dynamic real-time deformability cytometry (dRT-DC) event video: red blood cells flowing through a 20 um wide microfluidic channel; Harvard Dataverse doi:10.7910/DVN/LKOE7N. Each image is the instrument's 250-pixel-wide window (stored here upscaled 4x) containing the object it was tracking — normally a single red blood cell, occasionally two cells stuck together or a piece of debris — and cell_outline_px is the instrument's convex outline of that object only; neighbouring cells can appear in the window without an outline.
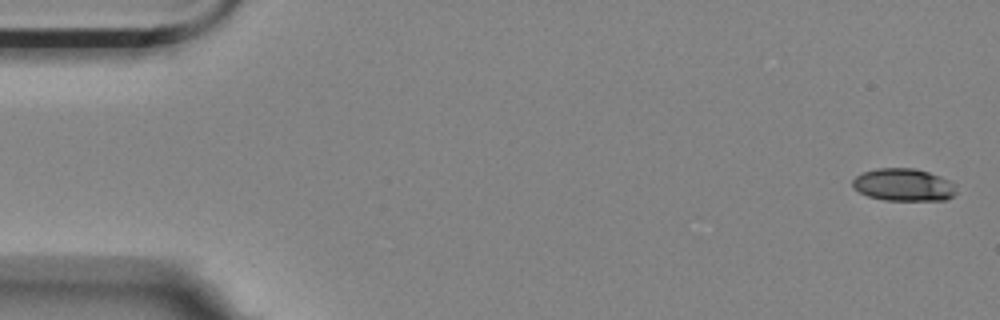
{"species": "Egyptian fruit bat (a non-hibernating species)", "species_latin": "Rousettus aegyptiacus", "temperature_condition": "room temperature", "stored_images_in_passage": 14, "camera_frame_rate_fps": 3000, "um_per_image_px": 0.085, "animal": {"sex": "female"}, "frame": {"image": 1, "passage_image": 1, "time_ms": 0.0, "image_size_px": [1000, 320], "cell_outline_px": [[956, 192], [952, 196], [944, 200], [884, 200], [868, 196], [860, 192], [852, 184], [852, 180], [856, 176], [864, 172], [876, 168], [916, 168], [940, 176], [956, 184]], "centroid_in_image_um": [76.82, 15.7], "position_along_channel_um": 8.2, "area_um2": 19.59}}
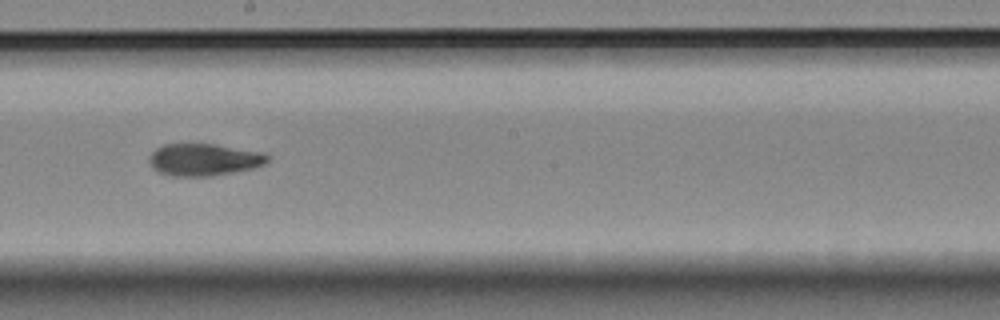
{"frame": {"image": 2, "passage_image": 8, "time_ms": 2.333, "image_size_px": [1000, 320], "cell_outline_px": [[268, 164], [256, 168], [236, 172], [212, 176], [172, 176], [160, 172], [152, 168], [148, 160], [148, 156], [156, 148], [164, 144], [216, 144], [264, 152], [268, 156]], "centroid_in_image_um": [17.37, 13.57], "position_along_channel_um": 230.8, "area_um2": 22.54}}
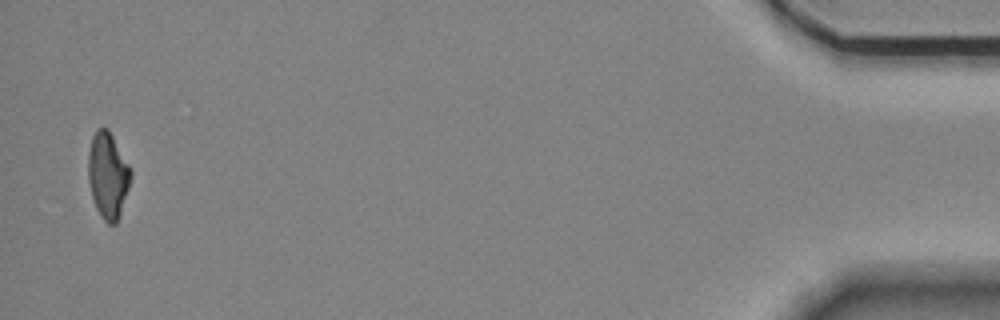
{"frame": {"image": 3, "passage_image": 14, "time_ms": 4.333, "image_size_px": [1000, 320], "cell_outline_px": [[132, 176], [116, 224], [108, 224], [100, 216], [96, 208], [92, 196], [88, 180], [88, 152], [92, 136], [96, 128], [108, 128], [132, 168]], "centroid_in_image_um": [9.17, 14.86], "position_along_channel_um": 426.0, "area_um2": 21.44}}